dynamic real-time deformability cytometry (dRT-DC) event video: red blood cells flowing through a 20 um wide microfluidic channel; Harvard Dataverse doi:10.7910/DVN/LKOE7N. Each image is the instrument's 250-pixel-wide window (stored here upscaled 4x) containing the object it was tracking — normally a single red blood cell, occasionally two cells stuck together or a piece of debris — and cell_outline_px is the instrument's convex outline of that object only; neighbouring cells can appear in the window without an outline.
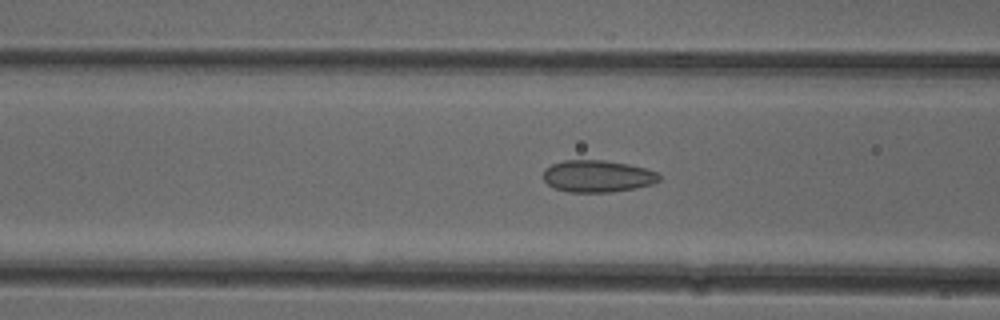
{"species": "common noctule bat (a hibernating species)", "species_latin": "Nyctalus noctula", "temperature_condition": "cold", "stored_images_in_passage": 51, "camera_frame_rate_fps": 3000, "um_per_image_px": 0.085, "animal": {"sex": "female"}, "frame": {"image": 1, "passage_image": 20, "time_ms": 6.333, "image_size_px": [1000, 320], "cell_outline_px": [[660, 180], [652, 184], [636, 188], [612, 192], [568, 192], [556, 188], [548, 184], [544, 180], [544, 168], [552, 164], [564, 160], [604, 160], [628, 164], [644, 168], [656, 172], [660, 176]], "centroid_in_image_um": [50.79, 14.97], "position_along_channel_um": 115.8, "area_um2": 21.56}}
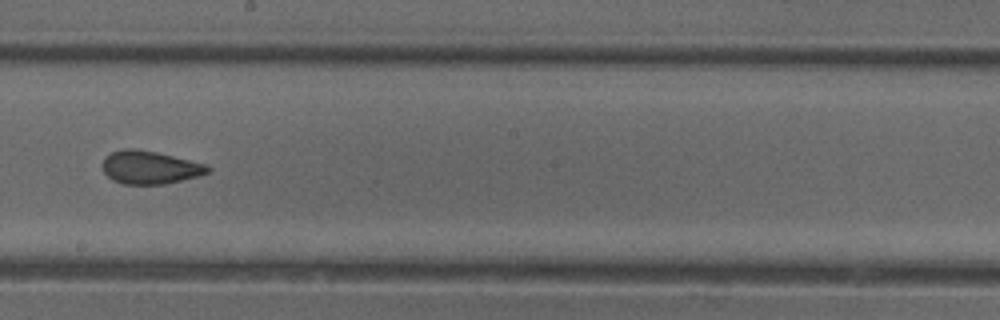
{"frame": {"image": 2, "passage_image": 29, "time_ms": 9.333, "image_size_px": [1000, 320], "cell_outline_px": [[212, 168], [208, 172], [196, 176], [164, 184], [124, 184], [112, 180], [104, 172], [100, 164], [112, 152], [120, 148], [136, 148], [156, 152], [204, 164]], "centroid_in_image_um": [12.68, 14.22], "position_along_channel_um": 235.5, "area_um2": 20.06}}
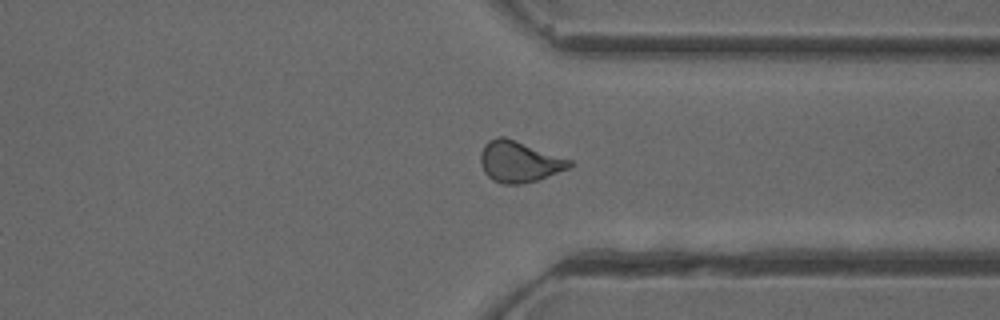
{"frame": {"image": 3, "passage_image": 39, "time_ms": 12.667, "image_size_px": [1000, 320], "cell_outline_px": [[572, 168], [536, 180], [520, 184], [504, 184], [492, 180], [484, 172], [480, 164], [480, 152], [484, 144], [488, 140], [500, 136], [504, 136], [572, 160]], "centroid_in_image_um": [44.12, 13.74], "position_along_channel_um": 367.3, "area_um2": 21.39}, "authors_computed_cell_mechanics": {"area_um2": 20.9814, "velocity_mm_per_s": 3.985, "shape_relaxation_time_tau1_ms": null, "shape_relaxation_time_tau2_ms": 1.3737, "deformation_change_tau1": null, "deformation_change_tau2": 0.0774}}